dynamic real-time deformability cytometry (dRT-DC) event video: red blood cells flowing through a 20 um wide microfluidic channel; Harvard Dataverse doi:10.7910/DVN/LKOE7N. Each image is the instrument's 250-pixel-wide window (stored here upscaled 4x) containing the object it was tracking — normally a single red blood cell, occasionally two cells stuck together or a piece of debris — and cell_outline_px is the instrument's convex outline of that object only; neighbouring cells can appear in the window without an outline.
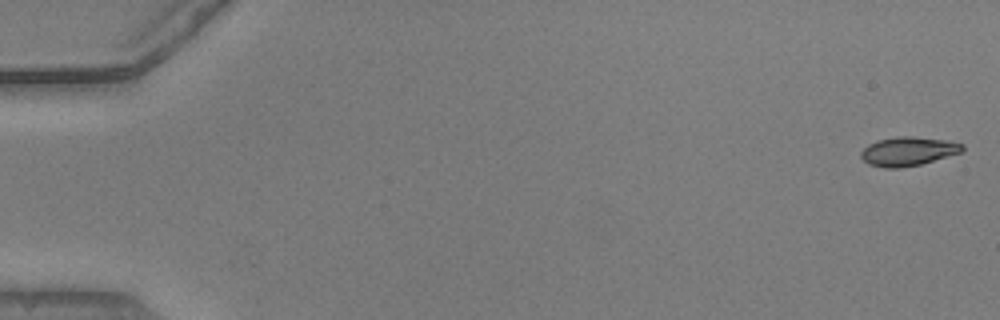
{"species": "common noctule bat (a hibernating species)", "species_latin": "Nyctalus noctula", "temperature_condition": "warm", "stored_images_in_passage": 52, "camera_frame_rate_fps": 3000, "um_per_image_px": 0.085, "animal": {"sex": "male", "body_mass_g": 20.5, "forearm_length_mm": 52.5}, "frame": {"image": 1, "passage_image": 1, "time_ms": 0.0, "image_size_px": [1000, 320], "cell_outline_px": [[964, 148], [960, 152], [920, 164], [900, 168], [884, 168], [868, 164], [860, 156], [860, 152], [868, 144], [876, 140], [896, 136], [912, 136], [944, 140], [964, 144]], "centroid_in_image_um": [77.13, 12.85], "position_along_channel_um": 7.9, "area_um2": 16.99}}
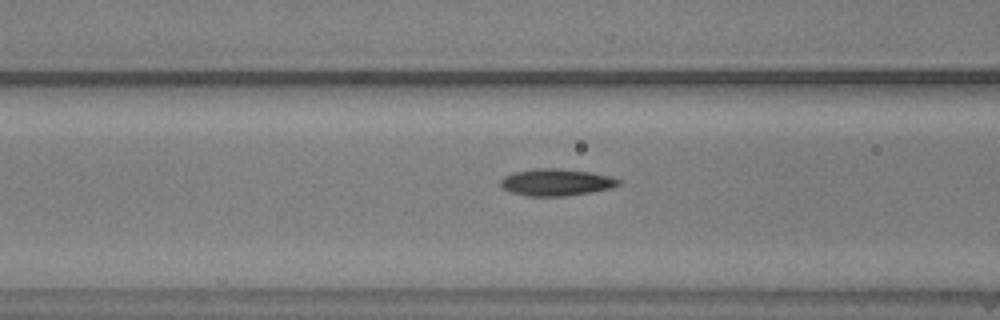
{"frame": {"image": 2, "passage_image": 22, "time_ms": 7.0, "image_size_px": [1000, 320], "cell_outline_px": [[620, 184], [612, 188], [592, 192], [564, 196], [524, 196], [512, 192], [504, 188], [500, 184], [500, 180], [504, 176], [516, 172], [536, 168], [560, 168], [588, 172], [612, 176], [620, 180]], "centroid_in_image_um": [47.3, 15.49], "position_along_channel_um": 119.3, "area_um2": 18.5}}
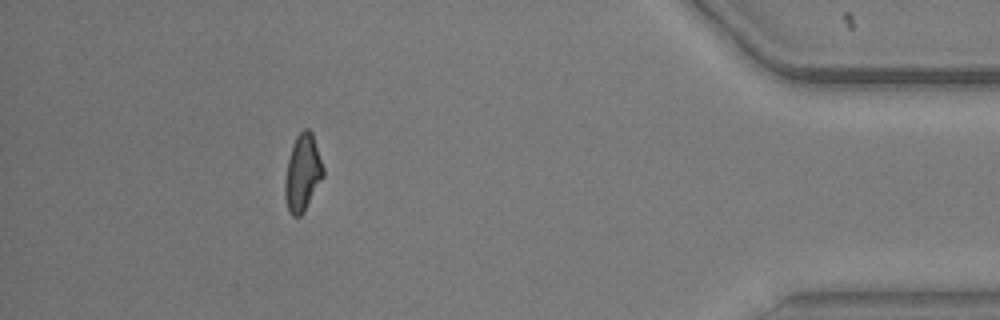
{"frame": {"image": 3, "passage_image": 48, "time_ms": 15.667, "image_size_px": [1000, 320], "cell_outline_px": [[324, 176], [304, 212], [300, 216], [292, 216], [288, 212], [284, 196], [284, 184], [288, 160], [292, 144], [296, 136], [304, 128], [308, 128], [312, 132], [324, 168]], "centroid_in_image_um": [25.71, 14.71], "position_along_channel_um": 409.5, "area_um2": 17.28}}